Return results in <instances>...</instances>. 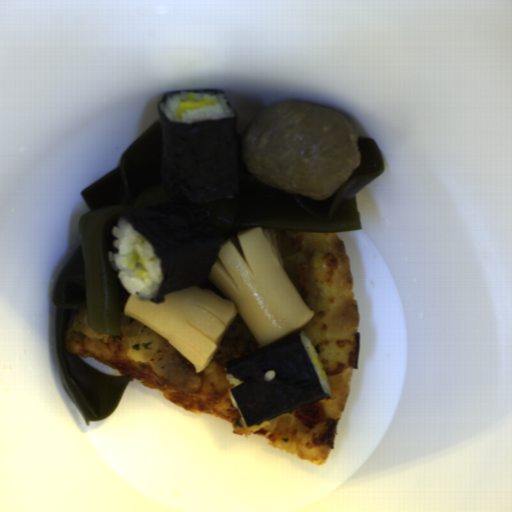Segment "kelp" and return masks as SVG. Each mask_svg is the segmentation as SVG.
<instances>
[{
	"instance_id": "99668d17",
	"label": "kelp",
	"mask_w": 512,
	"mask_h": 512,
	"mask_svg": "<svg viewBox=\"0 0 512 512\" xmlns=\"http://www.w3.org/2000/svg\"><path fill=\"white\" fill-rule=\"evenodd\" d=\"M360 164L330 197L314 200L273 188L236 163L238 193L213 202L175 200L162 179L163 131L154 122L120 155L119 167L81 191L91 212L79 217L81 246L59 277L55 304V346L61 382L87 427L108 418L117 407L132 374L107 375L66 349L64 335L71 311L86 306L90 329L121 335L124 290L108 247L114 224L123 211L163 209L203 216L218 223L252 225L263 230L335 233L363 228L356 194L386 170L374 138H357Z\"/></svg>"
}]
</instances>
